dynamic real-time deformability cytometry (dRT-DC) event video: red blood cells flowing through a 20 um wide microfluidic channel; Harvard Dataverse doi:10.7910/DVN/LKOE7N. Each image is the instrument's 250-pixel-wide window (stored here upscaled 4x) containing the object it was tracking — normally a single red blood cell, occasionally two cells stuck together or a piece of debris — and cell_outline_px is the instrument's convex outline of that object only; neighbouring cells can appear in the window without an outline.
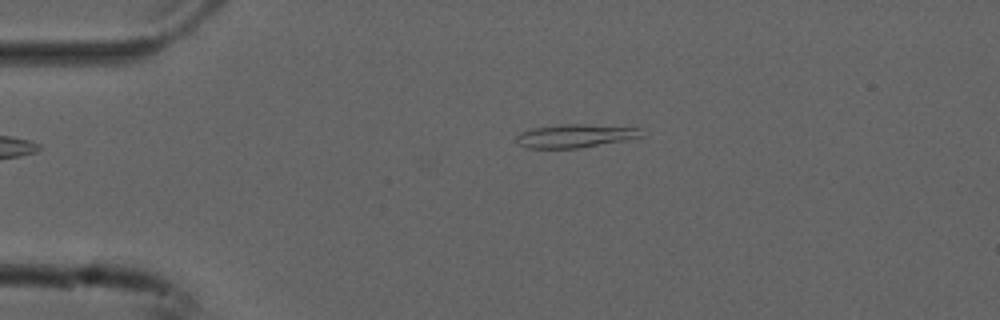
{"species": "common noctule bat (a hibernating species)", "species_latin": "Nyctalus noctula", "temperature_condition": "cold", "stored_images_in_passage": 43, "camera_frame_rate_fps": 3000, "um_per_image_px": 0.085, "animal": {"sex": "male", "forearm_length_mm": 52.5}, "frame": {"image": 1, "passage_image": 1, "time_ms": 0.0, "image_size_px": [1000, 320], "cell_outline_px": [[644, 136], [624, 140], [580, 148], [528, 148], [516, 144], [516, 136], [520, 132], [532, 128], [560, 124], [584, 124], [640, 128]], "centroid_in_image_um": [48.84, 11.55], "position_along_channel_um": 36.2, "area_um2": 17.05}}
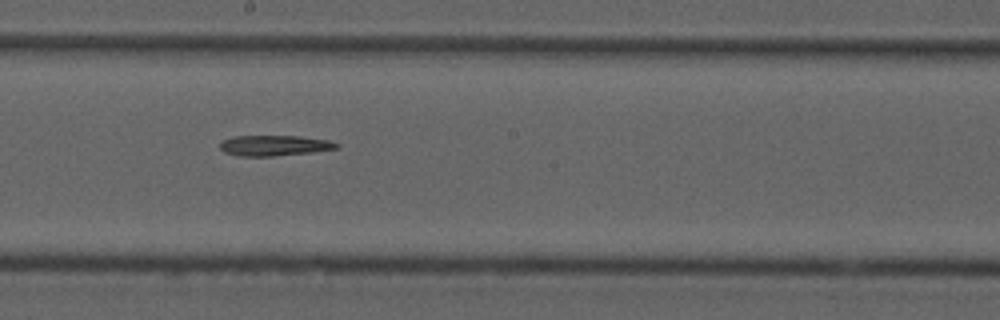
{"frame": {"image": 2, "passage_image": 19, "time_ms": 6.0, "image_size_px": [1000, 320], "cell_outline_px": [[340, 148], [312, 152], [272, 156], [240, 156], [224, 152], [220, 148], [220, 144], [224, 140], [232, 136], [300, 136], [328, 140], [340, 144]], "centroid_in_image_um": [23.35, 12.37], "position_along_channel_um": 224.9, "area_um2": 13.93}}
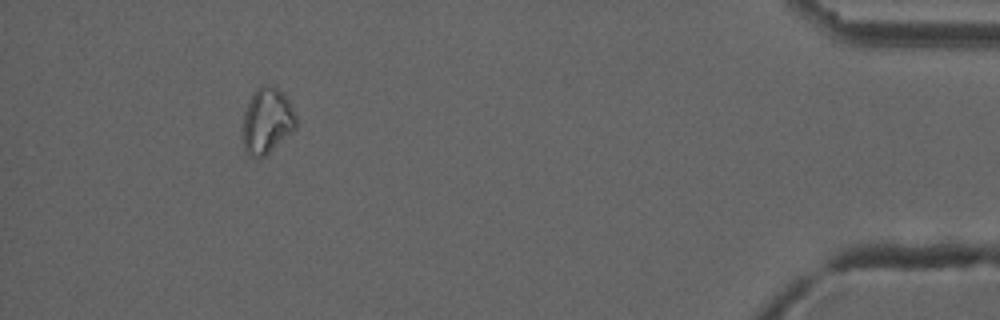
{"frame": {"image": 3, "passage_image": 39, "time_ms": 12.667, "image_size_px": [1000, 320], "cell_outline_px": [[296, 128], [264, 156], [248, 156], [244, 148], [244, 112], [256, 88], [268, 84], [272, 84], [288, 100], [296, 116]], "centroid_in_image_um": [22.7, 10.26], "position_along_channel_um": 412.5, "area_um2": 19.83}}